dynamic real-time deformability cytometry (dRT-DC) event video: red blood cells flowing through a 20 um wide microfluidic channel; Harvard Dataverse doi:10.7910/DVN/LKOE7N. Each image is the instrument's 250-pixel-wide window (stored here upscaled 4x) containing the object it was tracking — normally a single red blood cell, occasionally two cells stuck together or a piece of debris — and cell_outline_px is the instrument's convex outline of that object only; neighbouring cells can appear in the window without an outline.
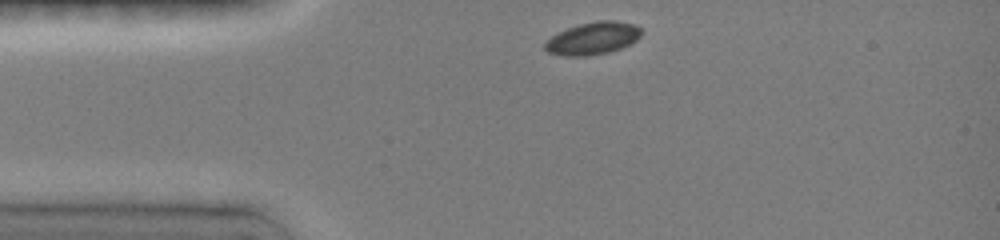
{"species": "common noctule bat (a hibernating species)", "species_latin": "Nyctalus noctula", "temperature_condition": "room temperature", "stored_images_in_passage": 15, "camera_frame_rate_fps": 3000, "um_per_image_px": 0.085, "animal": {"sex": "female", "body_mass_g": 19.0, "forearm_length_mm": 51.5}, "frame": {"image": 1, "passage_image": 1, "time_ms": 0.0, "image_size_px": [1000, 240], "cell_outline_px": [[644, 32], [636, 40], [620, 48], [608, 52], [580, 56], [568, 56], [548, 52], [544, 48], [544, 44], [552, 36], [568, 28], [580, 24], [596, 20], [616, 20], [636, 24]], "centroid_in_image_um": [50.43, 3.23], "position_along_channel_um": 34.6, "area_um2": 18.03}}
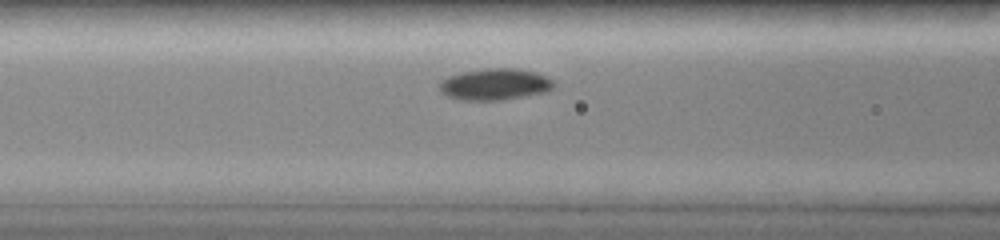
{"frame": {"image": 2, "passage_image": 9, "time_ms": 3.0, "image_size_px": [1000, 240], "cell_outline_px": [[552, 88], [548, 92], [500, 100], [464, 100], [448, 96], [440, 88], [440, 80], [448, 76], [464, 72], [484, 68], [512, 68], [536, 72], [552, 80]], "centroid_in_image_um": [42.07, 7.16], "position_along_channel_um": 124.5, "area_um2": 20.69}}